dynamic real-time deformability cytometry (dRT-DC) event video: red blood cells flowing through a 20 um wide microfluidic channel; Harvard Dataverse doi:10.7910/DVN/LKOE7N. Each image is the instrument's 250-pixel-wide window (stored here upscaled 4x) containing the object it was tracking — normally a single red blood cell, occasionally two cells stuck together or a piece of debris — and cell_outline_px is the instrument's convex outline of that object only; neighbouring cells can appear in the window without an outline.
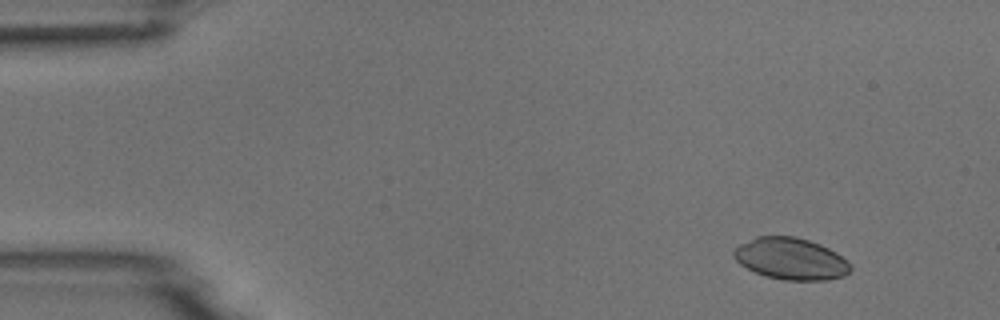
{"species": "common noctule bat (a hibernating species)", "species_latin": "Nyctalus noctula", "temperature_condition": "room temperature", "stored_images_in_passage": 5, "camera_frame_rate_fps": 3000, "um_per_image_px": 0.085, "animal": {"sex": "male", "body_mass_g": 18.8}, "frame": {"image": 1, "passage_image": 2, "time_ms": 1.0, "image_size_px": [1000, 320], "cell_outline_px": [[852, 268], [844, 276], [828, 280], [784, 280], [764, 276], [740, 264], [732, 256], [732, 248], [756, 236], [796, 236], [820, 244], [836, 252], [848, 260], [852, 264]], "centroid_in_image_um": [67.22, 21.99], "position_along_channel_um": 17.8, "area_um2": 28.67}}
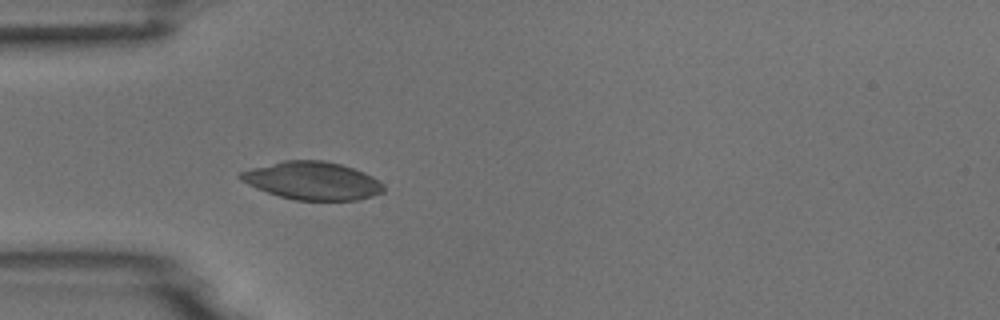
{"frame": {"image": 2, "passage_image": 5, "time_ms": 4.667, "image_size_px": [1000, 320], "cell_outline_px": [[384, 192], [372, 196], [356, 200], [296, 200], [280, 196], [256, 188], [240, 180], [236, 176], [240, 172], [252, 168], [284, 160], [324, 160], [340, 164], [364, 172], [380, 180], [384, 184]], "centroid_in_image_um": [26.56, 15.36], "position_along_channel_um": 58.4, "area_um2": 31.62}}